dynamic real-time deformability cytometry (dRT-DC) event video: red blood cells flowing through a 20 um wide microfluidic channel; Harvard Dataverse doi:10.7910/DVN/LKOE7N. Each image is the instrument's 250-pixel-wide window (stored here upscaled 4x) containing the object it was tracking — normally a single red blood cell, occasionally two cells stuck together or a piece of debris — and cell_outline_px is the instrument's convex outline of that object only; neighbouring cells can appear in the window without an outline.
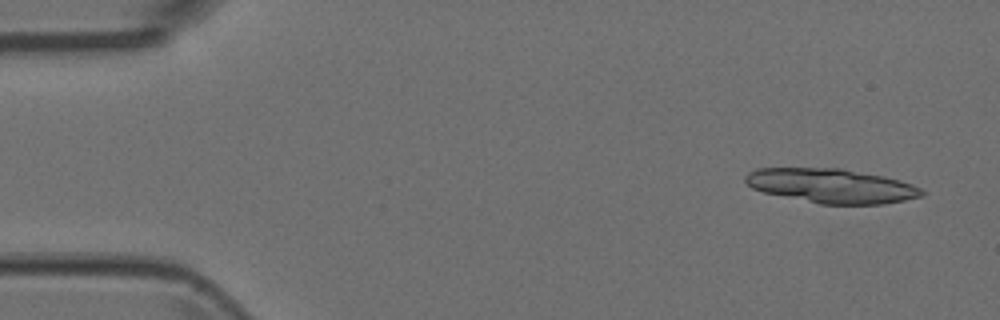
{"species": "Egyptian fruit bat (a non-hibernating species)", "species_latin": "Rousettus aegyptiacus", "temperature_condition": "room temperature", "stored_images_in_passage": 4, "camera_frame_rate_fps": 3000, "um_per_image_px": 0.085, "animal": {"sex": "female"}, "frame": {"image": 1, "passage_image": 1, "time_ms": 0.0, "image_size_px": [1000, 320], "cell_outline_px": [[924, 196], [884, 204], [820, 204], [764, 192], [752, 188], [744, 180], [744, 176], [748, 172], [756, 168], [840, 168], [884, 176], [900, 180], [912, 184], [920, 188], [924, 192]], "centroid_in_image_um": [70.68, 15.79], "position_along_channel_um": 14.3, "area_um2": 35.26}}